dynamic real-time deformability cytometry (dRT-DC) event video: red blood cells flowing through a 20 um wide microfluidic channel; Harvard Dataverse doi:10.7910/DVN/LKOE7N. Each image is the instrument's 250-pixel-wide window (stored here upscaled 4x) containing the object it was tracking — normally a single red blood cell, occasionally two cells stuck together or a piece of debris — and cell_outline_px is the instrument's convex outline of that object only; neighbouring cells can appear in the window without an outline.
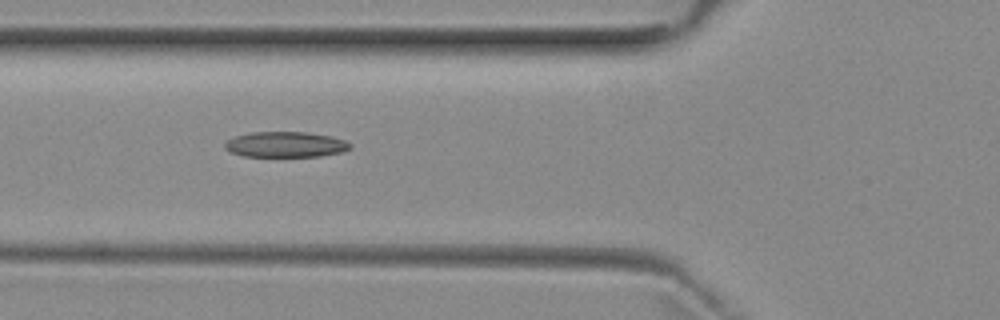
{"species": "common noctule bat (a hibernating species)", "species_latin": "Nyctalus noctula", "temperature_condition": "room temperature", "stored_images_in_passage": 8, "camera_frame_rate_fps": 3000, "um_per_image_px": 0.085, "animal": {"sex": "female", "body_mass_g": 29.2, "forearm_length_mm": 56.3}, "frame": {"image": 1, "passage_image": 6, "time_ms": 5.667, "image_size_px": [1000, 320], "cell_outline_px": [[352, 148], [340, 152], [320, 156], [244, 156], [232, 152], [224, 148], [224, 144], [228, 140], [236, 136], [252, 132], [308, 132], [332, 136], [344, 140], [352, 144]], "centroid_in_image_um": [24.3, 12.27], "position_along_channel_um": 101.5, "area_um2": 18.55}}
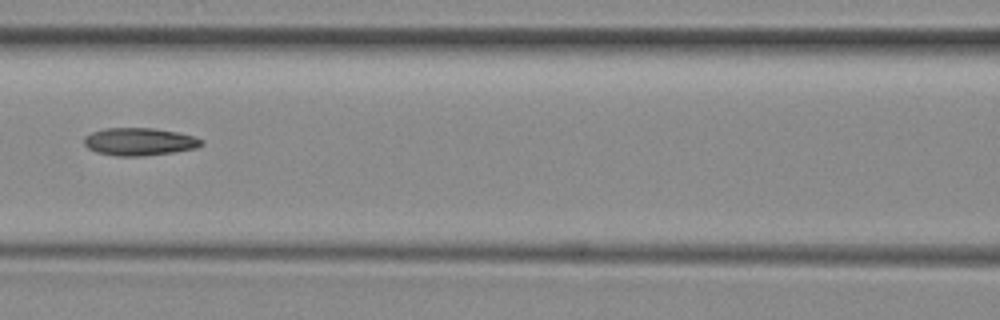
{"frame": {"image": 2, "passage_image": 7, "time_ms": 7.0, "image_size_px": [1000, 320], "cell_outline_px": [[204, 144], [196, 148], [172, 152], [144, 156], [116, 156], [96, 152], [88, 148], [84, 144], [84, 136], [92, 132], [104, 128], [152, 128], [176, 132], [192, 136], [204, 140]], "centroid_in_image_um": [11.83, 12.04], "position_along_channel_um": 154.8, "area_um2": 18.9}}
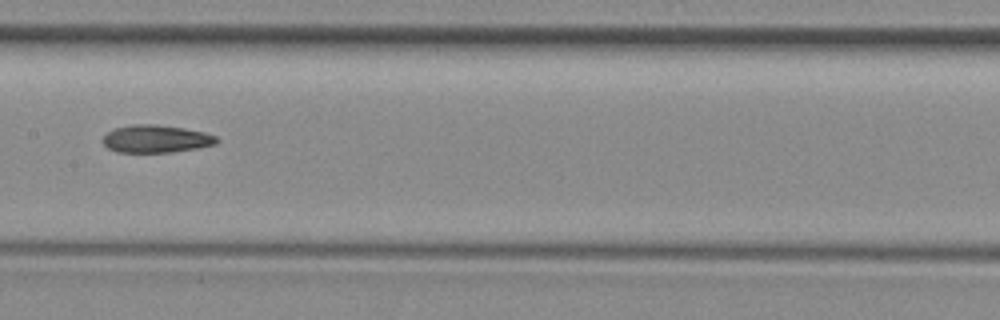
{"frame": {"image": 3, "passage_image": 8, "time_ms": 8.0, "image_size_px": [1000, 320], "cell_outline_px": [[220, 140], [216, 144], [196, 148], [168, 152], [116, 152], [108, 148], [100, 140], [108, 132], [116, 128], [132, 124], [156, 124], [184, 128], [204, 132], [216, 136]], "centroid_in_image_um": [13.25, 11.8], "position_along_channel_um": 194.1, "area_um2": 18.32}}